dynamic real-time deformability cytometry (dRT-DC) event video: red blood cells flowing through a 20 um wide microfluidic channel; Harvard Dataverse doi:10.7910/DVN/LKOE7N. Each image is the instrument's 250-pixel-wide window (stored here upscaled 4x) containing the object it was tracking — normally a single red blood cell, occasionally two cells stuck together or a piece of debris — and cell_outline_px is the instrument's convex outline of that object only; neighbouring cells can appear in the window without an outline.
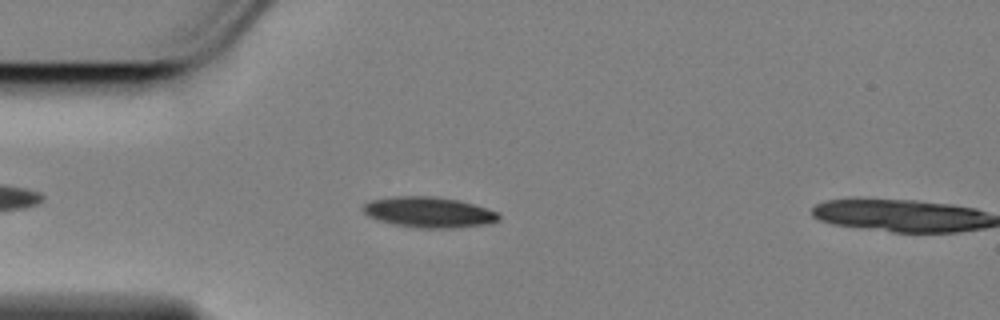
{"species": "Egyptian fruit bat (a non-hibernating species)", "species_latin": "Rousettus aegyptiacus", "temperature_condition": "cold", "stored_images_in_passage": 9, "camera_frame_rate_fps": 3000, "um_per_image_px": 0.085, "animal": {"sex": "female"}, "frame": {"image": 1, "passage_image": 8, "time_ms": 2.333, "image_size_px": [1000, 320], "cell_outline_px": [[500, 220], [488, 224], [452, 228], [416, 228], [396, 224], [380, 220], [368, 216], [364, 212], [364, 204], [368, 200], [392, 196], [436, 196], [460, 200], [496, 212], [500, 216]], "centroid_in_image_um": [36.45, 18.03], "position_along_channel_um": 48.6, "area_um2": 24.16}}